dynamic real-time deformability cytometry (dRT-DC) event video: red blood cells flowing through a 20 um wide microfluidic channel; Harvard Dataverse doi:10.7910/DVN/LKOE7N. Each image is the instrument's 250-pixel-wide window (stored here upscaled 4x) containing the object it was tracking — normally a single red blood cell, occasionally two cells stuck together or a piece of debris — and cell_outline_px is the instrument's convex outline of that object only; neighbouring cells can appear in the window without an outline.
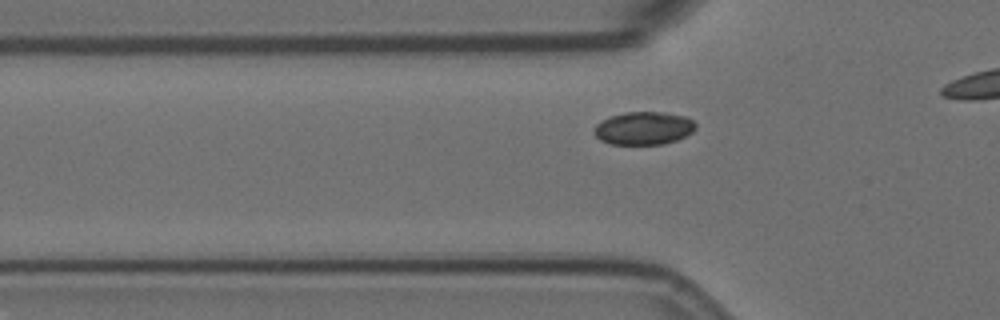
{"species": "Egyptian fruit bat (a non-hibernating species)", "species_latin": "Rousettus aegyptiacus", "temperature_condition": "room temperature", "stored_images_in_passage": 16, "camera_frame_rate_fps": 3000, "um_per_image_px": 0.085, "animal": {"sex": "female"}, "frame": {"image": 1, "passage_image": 6, "time_ms": 1.667, "image_size_px": [1000, 320], "cell_outline_px": [[696, 128], [692, 132], [676, 140], [664, 144], [608, 144], [600, 140], [592, 132], [596, 124], [612, 116], [624, 112], [664, 112], [684, 116], [692, 120], [696, 124]], "centroid_in_image_um": [54.7, 10.9], "position_along_channel_um": 71.1, "area_um2": 19.48}}
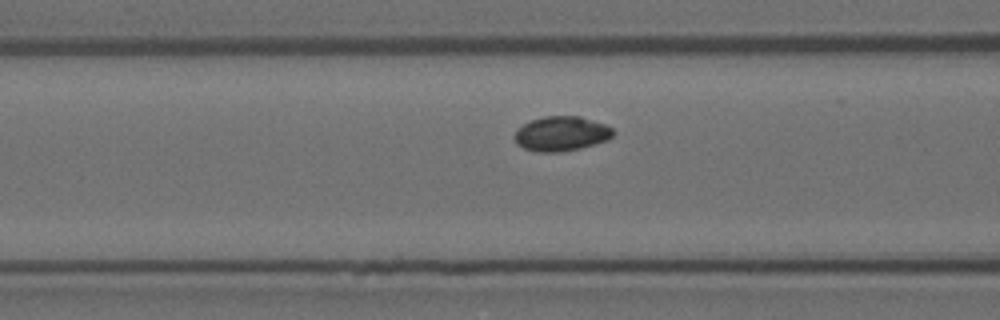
{"frame": {"image": 2, "passage_image": 10, "time_ms": 3.0, "image_size_px": [1000, 320], "cell_outline_px": [[616, 132], [608, 140], [580, 148], [560, 152], [536, 152], [524, 148], [516, 144], [512, 136], [516, 128], [532, 120], [544, 116], [580, 116], [604, 124], [612, 128]], "centroid_in_image_um": [47.68, 11.37], "position_along_channel_um": 118.9, "area_um2": 20.11}}
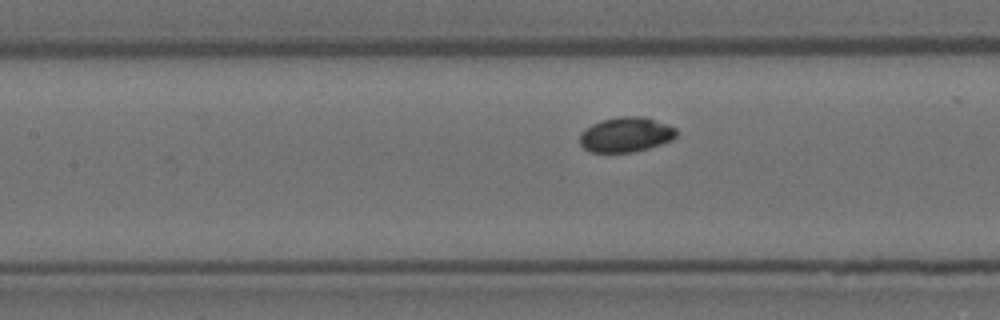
{"frame": {"image": 3, "passage_image": 13, "time_ms": 4.0, "image_size_px": [1000, 320], "cell_outline_px": [[676, 136], [672, 140], [648, 148], [632, 152], [592, 152], [584, 148], [580, 144], [580, 132], [584, 128], [600, 120], [620, 116], [644, 116], [668, 124], [676, 128]], "centroid_in_image_um": [53.19, 11.43], "position_along_channel_um": 154.2, "area_um2": 19.77}}